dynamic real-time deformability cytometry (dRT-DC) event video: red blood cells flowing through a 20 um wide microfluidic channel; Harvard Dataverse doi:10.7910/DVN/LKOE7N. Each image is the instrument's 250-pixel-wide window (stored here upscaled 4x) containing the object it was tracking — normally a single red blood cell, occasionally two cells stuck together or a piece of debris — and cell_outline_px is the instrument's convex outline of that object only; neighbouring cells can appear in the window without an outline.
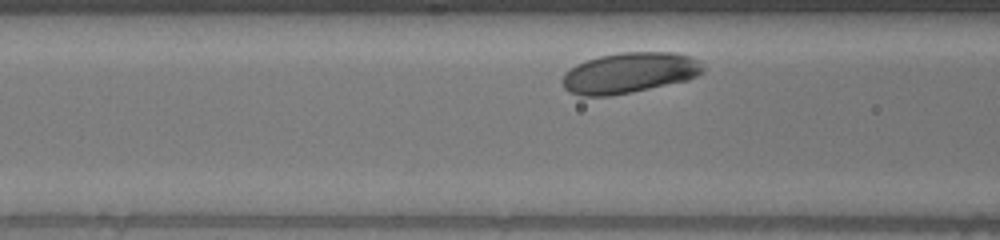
{"species": "human", "species_latin": "Homo sapiens", "temperature_condition": "warm", "stored_images_in_passage": 28, "camera_frame_rate_fps": 3000, "um_per_image_px": 0.085, "donor": {"sex": "male"}, "frame": {"image": 1, "passage_image": 5, "time_ms": 1.333, "image_size_px": [1000, 240], "cell_outline_px": [[704, 72], [688, 80], [608, 96], [580, 96], [568, 92], [564, 88], [560, 80], [564, 72], [576, 64], [584, 60], [600, 56], [620, 52], [672, 52], [692, 56], [700, 60], [704, 64]], "centroid_in_image_um": [53.48, 6.18], "position_along_channel_um": 113.1, "area_um2": 33.58}}
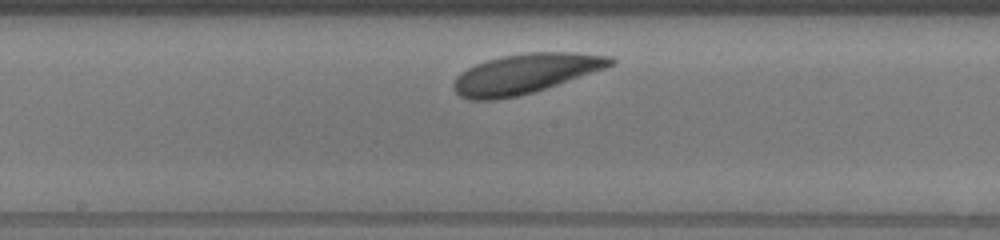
{"frame": {"image": 2, "passage_image": 13, "time_ms": 4.0, "image_size_px": [1000, 240], "cell_outline_px": [[616, 64], [520, 96], [496, 100], [468, 100], [460, 96], [452, 88], [452, 84], [456, 76], [460, 72], [476, 64], [500, 56], [524, 52], [572, 52], [612, 56], [616, 60]], "centroid_in_image_um": [44.6, 6.26], "position_along_channel_um": 203.6, "area_um2": 36.3}}
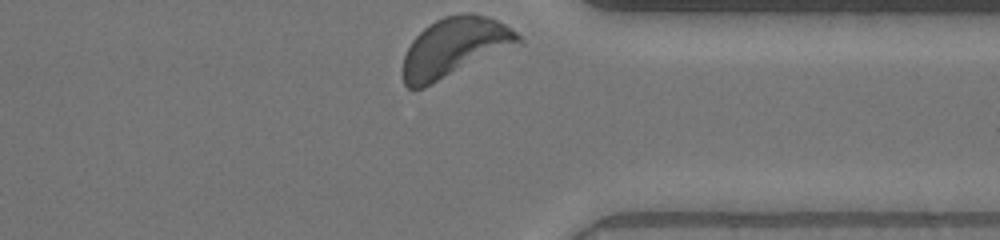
{"frame": {"image": 3, "passage_image": 28, "time_ms": 9.0, "image_size_px": [1000, 240], "cell_outline_px": [[524, 44], [424, 88], [408, 88], [404, 84], [404, 56], [412, 40], [428, 24], [444, 16], [464, 12], [472, 12], [488, 16], [512, 28], [524, 40]], "centroid_in_image_um": [38.72, 4.02], "position_along_channel_um": 372.7, "area_um2": 40.46}}